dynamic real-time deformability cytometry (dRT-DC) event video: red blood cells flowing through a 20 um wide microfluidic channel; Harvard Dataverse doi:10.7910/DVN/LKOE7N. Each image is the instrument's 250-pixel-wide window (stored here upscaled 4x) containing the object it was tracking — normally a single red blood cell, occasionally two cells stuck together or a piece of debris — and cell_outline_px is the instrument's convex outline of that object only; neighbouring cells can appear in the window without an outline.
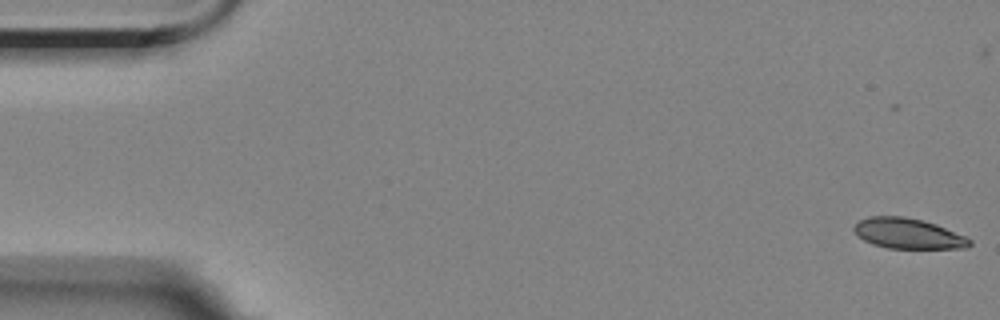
{"species": "Egyptian fruit bat (a non-hibernating species)", "species_latin": "Rousettus aegyptiacus", "temperature_condition": "room temperature", "stored_images_in_passage": 6, "segment_of_instrument_passage": [2, 2], "camera_frame_rate_fps": 3000, "um_per_image_px": 0.085, "animal": {"sex": "female"}, "frame": {"image": 1, "passage_image": 6, "time_ms": 6.667, "image_size_px": [1000, 320], "cell_outline_px": [[972, 244], [968, 248], [888, 248], [872, 244], [856, 236], [852, 228], [860, 220], [868, 216], [904, 216], [936, 224], [964, 236], [972, 240]], "centroid_in_image_um": [77.15, 19.85], "position_along_channel_um": 7.8, "area_um2": 20.46}}